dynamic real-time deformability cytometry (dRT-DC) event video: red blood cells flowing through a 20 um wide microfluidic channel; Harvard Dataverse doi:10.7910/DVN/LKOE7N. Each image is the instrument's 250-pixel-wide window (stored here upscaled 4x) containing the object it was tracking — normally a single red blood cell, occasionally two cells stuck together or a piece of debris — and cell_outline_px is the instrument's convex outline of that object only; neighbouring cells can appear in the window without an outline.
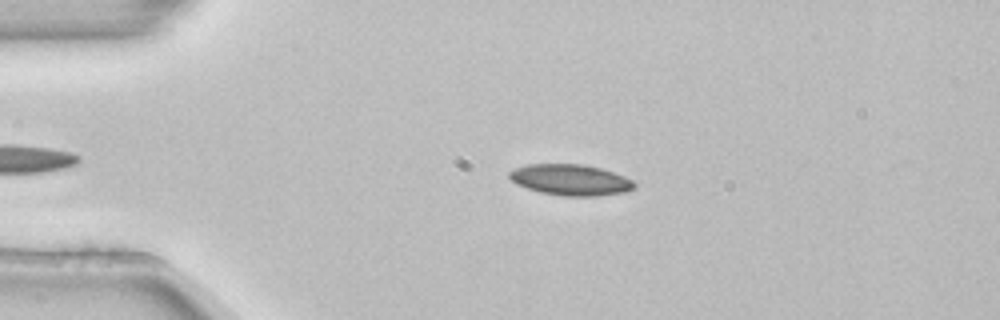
{"species": "common noctule bat (a hibernating species)", "species_latin": "Nyctalus noctula", "temperature_condition": "room temperature", "stored_images_in_passage": 3, "camera_frame_rate_fps": 3000, "um_per_image_px": 0.085, "animal": {"sex": "female", "body_mass_g": 22.7, "forearm_length_mm": 54.2}, "frame": {"image": 1, "passage_image": 2, "time_ms": 0.333, "image_size_px": [1000, 320], "cell_outline_px": [[636, 184], [632, 188], [624, 192], [596, 196], [564, 196], [540, 192], [528, 188], [512, 180], [508, 176], [508, 172], [516, 168], [528, 164], [584, 164], [600, 168], [624, 176], [632, 180]], "centroid_in_image_um": [48.5, 15.28], "position_along_channel_um": 36.5, "area_um2": 22.31}}